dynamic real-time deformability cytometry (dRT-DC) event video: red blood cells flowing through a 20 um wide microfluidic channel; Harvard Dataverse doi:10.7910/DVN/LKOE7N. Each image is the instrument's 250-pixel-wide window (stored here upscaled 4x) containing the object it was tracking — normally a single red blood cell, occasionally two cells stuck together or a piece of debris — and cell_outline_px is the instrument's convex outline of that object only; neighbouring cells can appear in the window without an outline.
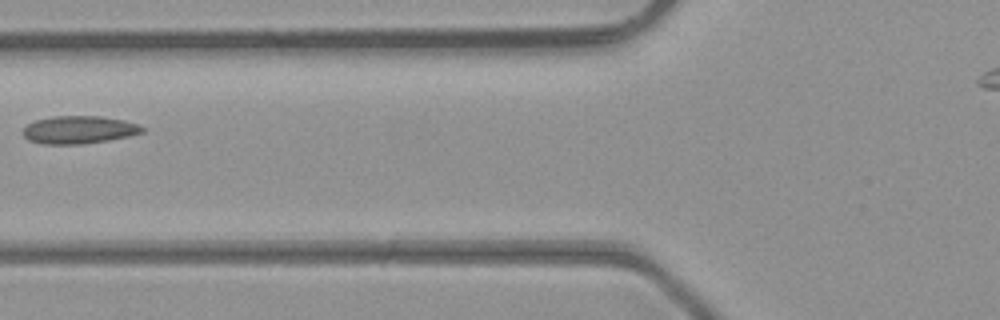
{"species": "common noctule bat (a hibernating species)", "species_latin": "Nyctalus noctula", "temperature_condition": "room temperature", "stored_images_in_passage": 5, "camera_frame_rate_fps": 3000, "um_per_image_px": 0.085, "animal": {"sex": "male", "body_mass_g": 23.1, "forearm_length_mm": 52.7}, "frame": {"image": 1, "passage_image": 5, "time_ms": 1.333, "image_size_px": [1000, 320], "cell_outline_px": [[144, 132], [128, 136], [108, 140], [84, 144], [44, 144], [28, 140], [24, 136], [24, 128], [28, 124], [36, 120], [52, 116], [100, 116], [124, 120], [140, 124], [144, 128]], "centroid_in_image_um": [6.74, 11.03], "position_along_channel_um": 119.1, "area_um2": 19.31}}